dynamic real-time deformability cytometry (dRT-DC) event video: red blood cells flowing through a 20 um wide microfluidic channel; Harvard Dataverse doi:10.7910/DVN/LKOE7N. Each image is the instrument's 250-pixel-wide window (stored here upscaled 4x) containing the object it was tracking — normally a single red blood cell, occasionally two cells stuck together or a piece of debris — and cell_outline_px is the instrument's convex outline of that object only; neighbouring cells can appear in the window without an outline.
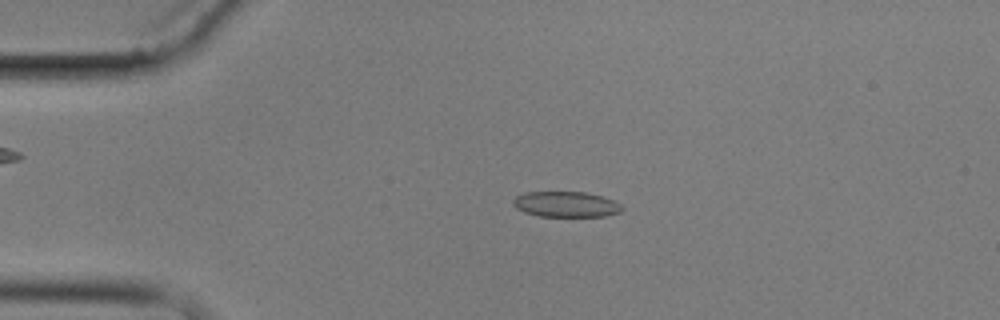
{"species": "common noctule bat (a hibernating species)", "species_latin": "Nyctalus noctula", "temperature_condition": "cold", "stored_images_in_passage": 4, "camera_frame_rate_fps": 3000, "um_per_image_px": 0.085, "animal": {"sex": "male", "body_mass_g": 17.9}, "frame": {"image": 1, "passage_image": 3, "time_ms": 2.0, "image_size_px": [1000, 320], "cell_outline_px": [[624, 208], [620, 212], [604, 216], [536, 216], [524, 212], [516, 208], [512, 204], [512, 200], [516, 196], [524, 192], [584, 192], [604, 196], [620, 204]], "centroid_in_image_um": [48.08, 17.36], "position_along_channel_um": 36.9, "area_um2": 16.3}}